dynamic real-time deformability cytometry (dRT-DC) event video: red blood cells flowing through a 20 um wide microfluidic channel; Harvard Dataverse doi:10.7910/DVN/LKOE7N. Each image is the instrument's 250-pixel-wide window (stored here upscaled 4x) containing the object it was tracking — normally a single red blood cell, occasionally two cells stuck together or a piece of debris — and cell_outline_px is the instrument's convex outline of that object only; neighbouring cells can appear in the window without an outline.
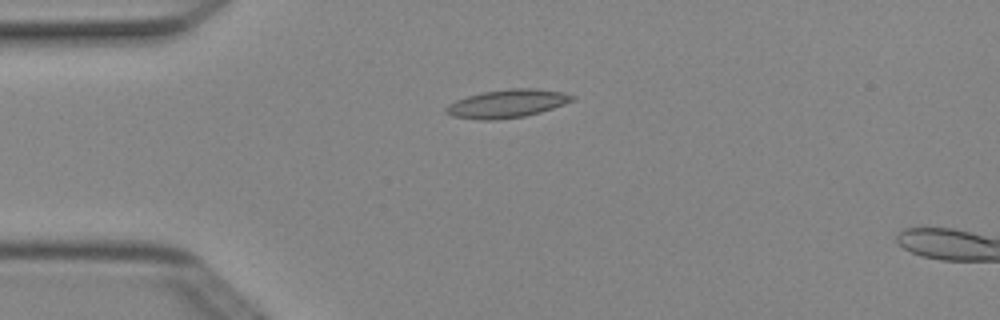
{"species": "Egyptian fruit bat (a non-hibernating species)", "species_latin": "Rousettus aegyptiacus", "temperature_condition": "cold", "stored_images_in_passage": 4, "camera_frame_rate_fps": 3000, "um_per_image_px": 0.085, "animal": {"sex": "female"}, "frame": {"image": 1, "passage_image": 2, "time_ms": 0.333, "image_size_px": [1000, 320], "cell_outline_px": [[576, 100], [540, 112], [524, 116], [496, 120], [480, 120], [452, 116], [444, 112], [444, 108], [448, 104], [456, 100], [480, 92], [508, 88], [536, 88], [564, 92], [576, 96]], "centroid_in_image_um": [43.11, 8.8], "position_along_channel_um": 41.9, "area_um2": 20.98}}
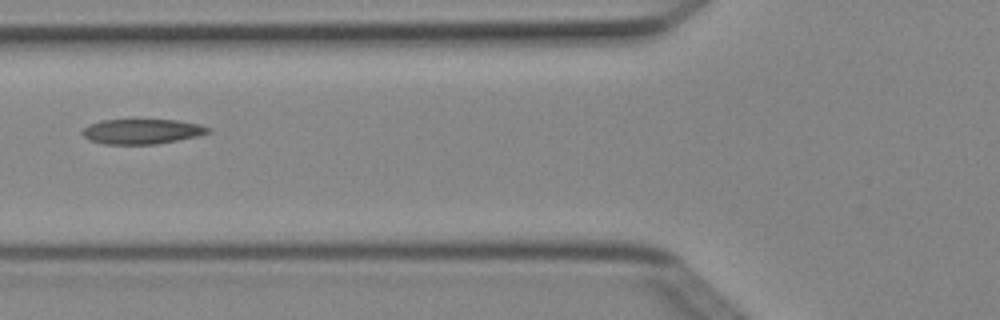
{"frame": {"image": 2, "passage_image": 4, "time_ms": 1.0, "image_size_px": [1000, 320], "cell_outline_px": [[212, 132], [200, 136], [156, 144], [104, 144], [88, 140], [80, 132], [88, 124], [100, 120], [176, 120], [200, 124], [212, 128]], "centroid_in_image_um": [12.09, 11.17], "position_along_channel_um": 113.7, "area_um2": 18.55}}